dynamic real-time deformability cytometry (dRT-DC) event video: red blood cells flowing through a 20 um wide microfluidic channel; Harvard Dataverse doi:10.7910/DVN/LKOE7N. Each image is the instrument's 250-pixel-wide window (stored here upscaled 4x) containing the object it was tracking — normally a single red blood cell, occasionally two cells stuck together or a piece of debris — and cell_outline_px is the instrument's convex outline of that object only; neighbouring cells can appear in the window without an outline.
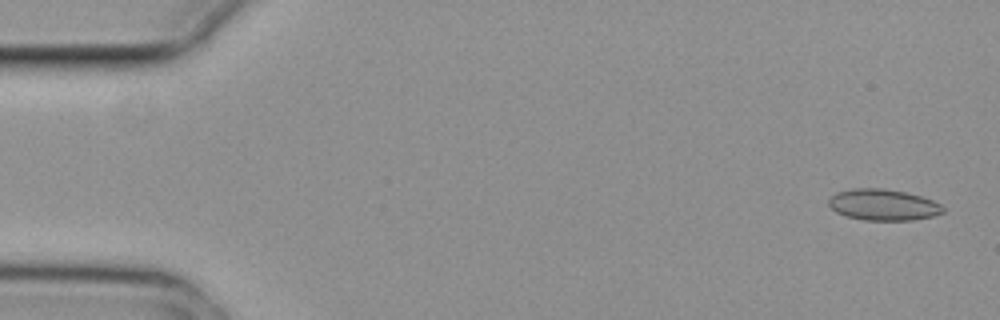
{"species": "common noctule bat (a hibernating species)", "species_latin": "Nyctalus noctula", "temperature_condition": "cold", "stored_images_in_passage": 5, "camera_frame_rate_fps": 3000, "um_per_image_px": 0.085, "animal": {"sex": "female", "body_mass_g": 29.2, "forearm_length_mm": 56.3}, "frame": {"image": 1, "passage_image": 1, "time_ms": 0.0, "image_size_px": [1000, 320], "cell_outline_px": [[944, 212], [932, 216], [912, 220], [864, 220], [844, 216], [836, 212], [828, 204], [828, 200], [836, 192], [852, 188], [884, 188], [904, 192], [920, 196], [932, 200], [940, 204], [944, 208]], "centroid_in_image_um": [75.04, 17.4], "position_along_channel_um": 10.0, "area_um2": 20.81}}
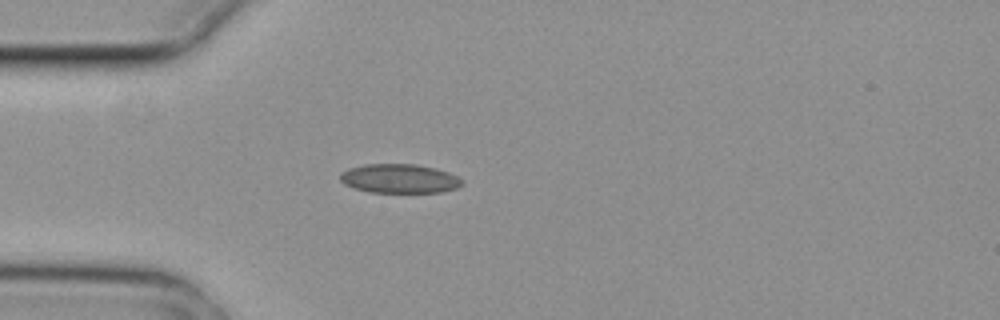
{"frame": {"image": 2, "passage_image": 4, "time_ms": 1.0, "image_size_px": [1000, 320], "cell_outline_px": [[464, 184], [456, 188], [440, 192], [368, 192], [344, 184], [340, 180], [340, 172], [348, 168], [364, 164], [416, 164], [436, 168], [448, 172], [464, 180]], "centroid_in_image_um": [33.95, 15.17], "position_along_channel_um": 51.0, "area_um2": 20.75}}